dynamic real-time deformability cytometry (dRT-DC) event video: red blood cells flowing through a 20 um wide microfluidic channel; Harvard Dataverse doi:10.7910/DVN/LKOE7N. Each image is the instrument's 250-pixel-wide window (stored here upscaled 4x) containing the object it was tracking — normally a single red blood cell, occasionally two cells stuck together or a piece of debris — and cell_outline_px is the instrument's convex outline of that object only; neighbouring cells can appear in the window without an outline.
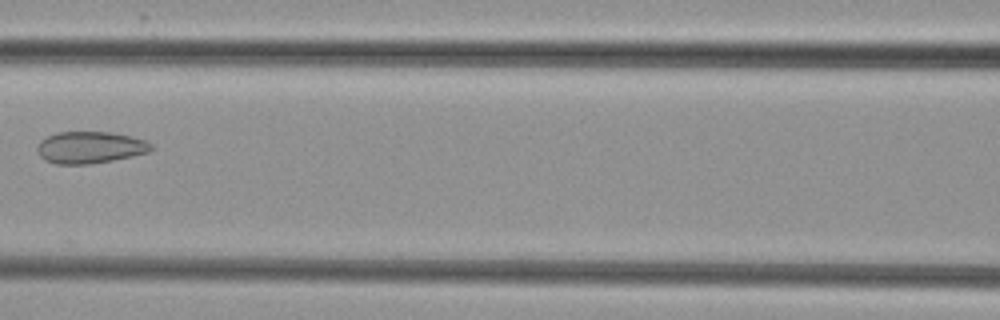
{"species": "common noctule bat (a hibernating species)", "species_latin": "Nyctalus noctula", "temperature_condition": "cold", "stored_images_in_passage": 7, "camera_frame_rate_fps": 3000, "um_per_image_px": 0.085, "animal": {"sex": "female", "body_mass_g": 29.2, "forearm_length_mm": 56.3}, "frame": {"image": 1, "passage_image": 7, "time_ms": 7.0, "image_size_px": [1000, 320], "cell_outline_px": [[152, 148], [148, 152], [132, 156], [112, 160], [88, 164], [56, 164], [44, 160], [36, 152], [36, 148], [40, 140], [56, 132], [112, 132], [132, 136], [144, 140], [152, 144]], "centroid_in_image_um": [7.61, 12.53], "position_along_channel_um": 159.0, "area_um2": 21.21}}